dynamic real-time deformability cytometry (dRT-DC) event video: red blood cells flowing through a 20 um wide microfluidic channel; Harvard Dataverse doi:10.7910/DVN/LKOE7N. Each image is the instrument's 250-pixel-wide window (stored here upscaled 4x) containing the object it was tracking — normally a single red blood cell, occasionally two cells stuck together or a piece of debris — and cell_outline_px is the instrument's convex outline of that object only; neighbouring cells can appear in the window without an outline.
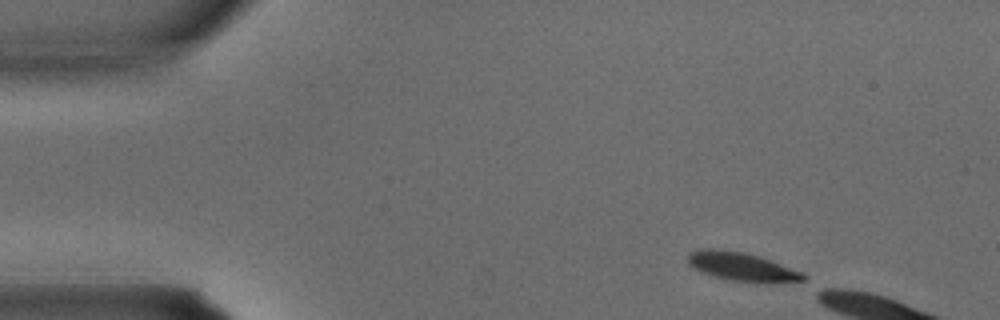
{"species": "common noctule bat (a hibernating species)", "species_latin": "Nyctalus noctula", "temperature_condition": "warm", "stored_images_in_passage": 4, "camera_frame_rate_fps": 3000, "um_per_image_px": 0.085, "animal": {"sex": "male", "body_mass_g": 15.6}, "frame": {"image": 1, "passage_image": 1, "time_ms": 0.0, "image_size_px": [1000, 320], "cell_outline_px": [[808, 284], [764, 284], [732, 280], [716, 276], [704, 272], [688, 264], [688, 256], [692, 252], [712, 248], [744, 252], [768, 260], [800, 272], [808, 276]], "centroid_in_image_um": [63.26, 22.74], "position_along_channel_um": 21.7, "area_um2": 19.36}}